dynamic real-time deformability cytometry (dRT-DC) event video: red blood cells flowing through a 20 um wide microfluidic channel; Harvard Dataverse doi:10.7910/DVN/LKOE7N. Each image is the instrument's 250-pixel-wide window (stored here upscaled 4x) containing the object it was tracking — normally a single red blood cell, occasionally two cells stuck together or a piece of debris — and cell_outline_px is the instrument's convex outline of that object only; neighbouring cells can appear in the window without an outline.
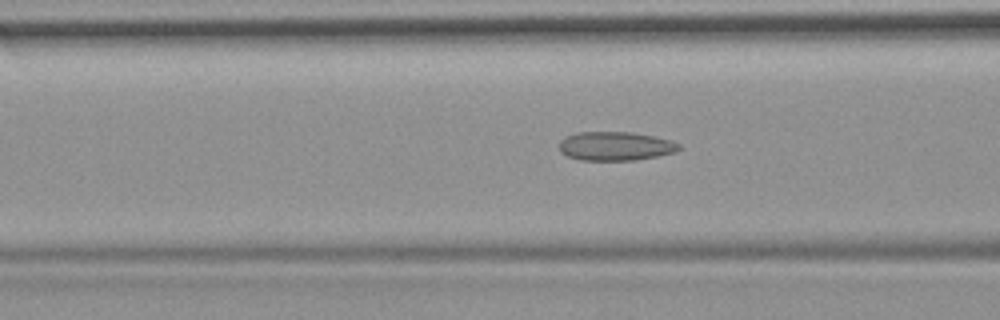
{"species": "common noctule bat (a hibernating species)", "species_latin": "Nyctalus noctula", "temperature_condition": "room temperature", "stored_images_in_passage": 44, "camera_frame_rate_fps": 3000, "um_per_image_px": 0.085, "animal": {"sex": "female", "body_mass_g": 19.9}, "frame": {"image": 1, "passage_image": 15, "time_ms": 4.667, "image_size_px": [1000, 320], "cell_outline_px": [[680, 148], [676, 152], [636, 160], [580, 160], [568, 156], [560, 152], [560, 140], [564, 136], [576, 132], [632, 132], [672, 140], [680, 144]], "centroid_in_image_um": [52.3, 12.41], "position_along_channel_um": 114.3, "area_um2": 20.23}}
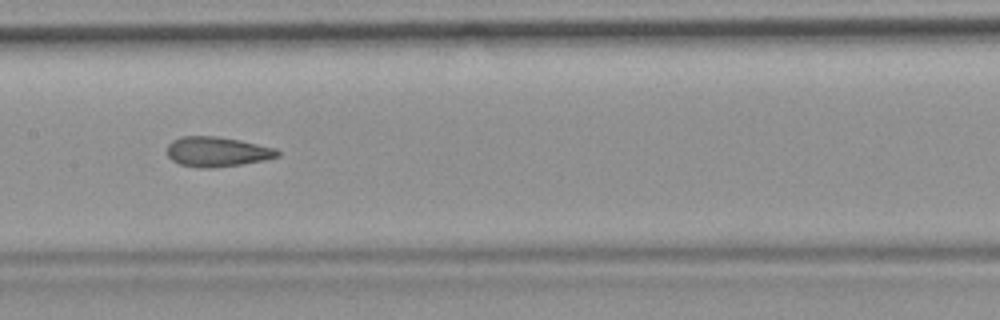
{"frame": {"image": 2, "passage_image": 21, "time_ms": 6.667, "image_size_px": [1000, 320], "cell_outline_px": [[280, 156], [264, 160], [240, 164], [212, 168], [200, 168], [180, 164], [172, 160], [168, 156], [168, 144], [172, 140], [180, 136], [216, 136], [240, 140], [276, 148], [280, 152]], "centroid_in_image_um": [18.45, 12.89], "position_along_channel_um": 188.9, "area_um2": 19.25}}
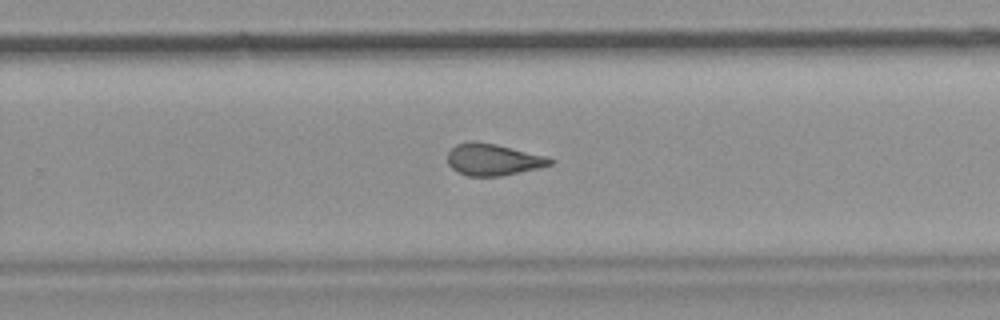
{"frame": {"image": 3, "passage_image": 29, "time_ms": 9.333, "image_size_px": [1000, 320], "cell_outline_px": [[556, 160], [552, 164], [540, 168], [500, 176], [468, 176], [456, 172], [448, 164], [448, 152], [456, 144], [476, 140], [496, 144], [548, 156]], "centroid_in_image_um": [41.94, 13.56], "position_along_channel_um": 287.9, "area_um2": 19.19}, "authors_computed_cell_mechanics": {"area_um2": 19.8832, "velocity_mm_per_s": 3.7314, "shape_relaxation_time_tau1_ms": null, "shape_relaxation_time_tau2_ms": 1.8408, "deformation_change_tau1": null, "deformation_change_tau2": 0.0849}}